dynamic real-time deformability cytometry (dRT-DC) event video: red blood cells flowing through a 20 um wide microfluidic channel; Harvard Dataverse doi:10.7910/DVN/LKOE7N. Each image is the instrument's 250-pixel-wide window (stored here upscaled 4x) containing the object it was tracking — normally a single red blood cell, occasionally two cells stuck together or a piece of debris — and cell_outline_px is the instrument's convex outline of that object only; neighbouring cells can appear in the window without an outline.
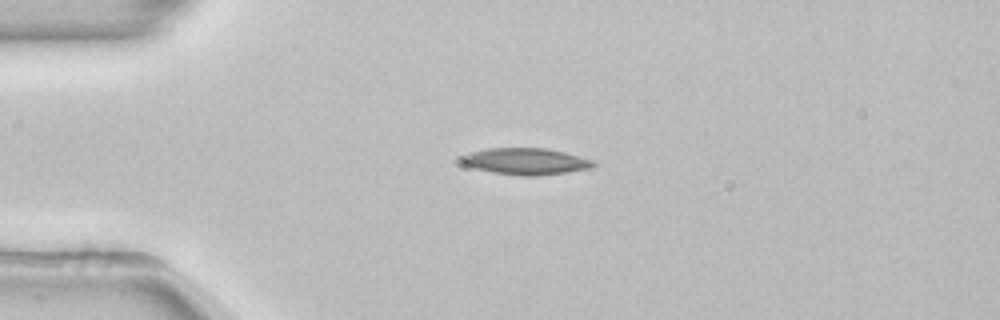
{"species": "common noctule bat (a hibernating species)", "species_latin": "Nyctalus noctula", "temperature_condition": "room temperature", "stored_images_in_passage": 40, "camera_frame_rate_fps": 3000, "um_per_image_px": 0.085, "animal": {"sex": "female", "body_mass_g": 22.7, "forearm_length_mm": 54.2}, "frame": {"image": 1, "passage_image": 1, "time_ms": 0.0, "image_size_px": [1000, 320], "cell_outline_px": [[596, 164], [588, 168], [564, 172], [536, 176], [524, 176], [492, 172], [476, 168], [464, 164], [460, 160], [460, 156], [468, 152], [484, 148], [548, 148], [596, 160]], "centroid_in_image_um": [44.66, 13.69], "position_along_channel_um": 40.3, "area_um2": 20.4}}